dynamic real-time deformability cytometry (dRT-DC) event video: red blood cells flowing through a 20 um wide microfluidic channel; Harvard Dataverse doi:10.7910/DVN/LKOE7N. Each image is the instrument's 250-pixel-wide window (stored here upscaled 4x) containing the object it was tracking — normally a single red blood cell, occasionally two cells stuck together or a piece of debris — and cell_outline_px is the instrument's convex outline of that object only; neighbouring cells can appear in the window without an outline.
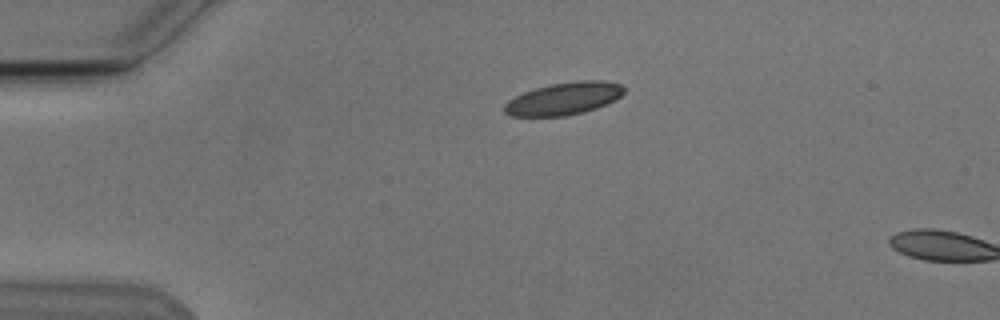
{"species": "Egyptian fruit bat (a non-hibernating species)", "species_latin": "Rousettus aegyptiacus", "temperature_condition": "cold", "stored_images_in_passage": 2, "camera_frame_rate_fps": 3000, "um_per_image_px": 0.085, "animal": {"sex": "male"}, "frame": {"image": 1, "passage_image": 1, "time_ms": 0.0, "image_size_px": [1000, 320], "cell_outline_px": [[624, 92], [620, 96], [596, 108], [584, 112], [564, 116], [512, 116], [504, 112], [504, 104], [508, 100], [524, 92], [536, 88], [552, 84], [576, 80], [604, 80], [620, 84], [624, 88]], "centroid_in_image_um": [47.91, 8.37], "position_along_channel_um": 37.1, "area_um2": 22.43}}